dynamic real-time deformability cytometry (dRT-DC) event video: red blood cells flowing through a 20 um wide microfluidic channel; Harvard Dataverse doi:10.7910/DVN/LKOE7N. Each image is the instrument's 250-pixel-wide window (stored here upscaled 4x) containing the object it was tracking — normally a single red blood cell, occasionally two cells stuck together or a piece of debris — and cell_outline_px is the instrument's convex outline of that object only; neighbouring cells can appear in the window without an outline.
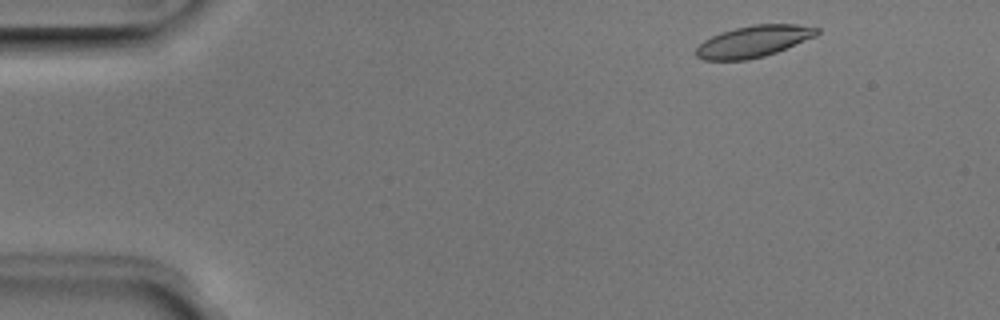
{"species": "Egyptian fruit bat (a non-hibernating species)", "species_latin": "Rousettus aegyptiacus", "temperature_condition": "room temperature", "stored_images_in_passage": 48, "camera_frame_rate_fps": 3000, "um_per_image_px": 0.085, "animal": {"sex": "male"}, "frame": {"image": 1, "passage_image": 3, "time_ms": 0.667, "image_size_px": [1000, 320], "cell_outline_px": [[820, 32], [816, 36], [776, 52], [764, 56], [748, 60], [704, 60], [696, 56], [696, 48], [704, 40], [720, 32], [752, 24], [796, 24], [820, 28]], "centroid_in_image_um": [64.06, 3.51], "position_along_channel_um": 20.9, "area_um2": 22.2}}
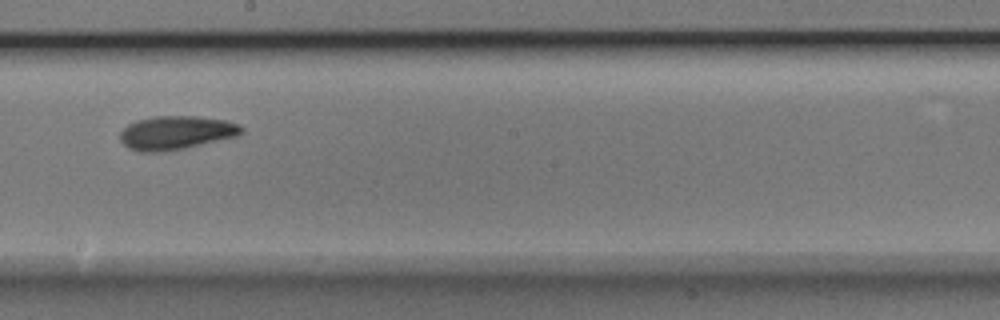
{"frame": {"image": 2, "passage_image": 26, "time_ms": 8.333, "image_size_px": [1000, 320], "cell_outline_px": [[244, 132], [240, 136], [184, 148], [164, 152], [140, 152], [128, 148], [120, 140], [120, 132], [128, 124], [136, 120], [156, 116], [200, 116], [224, 120], [240, 124], [244, 128]], "centroid_in_image_um": [15.0, 11.28], "position_along_channel_um": 233.2, "area_um2": 24.1}}
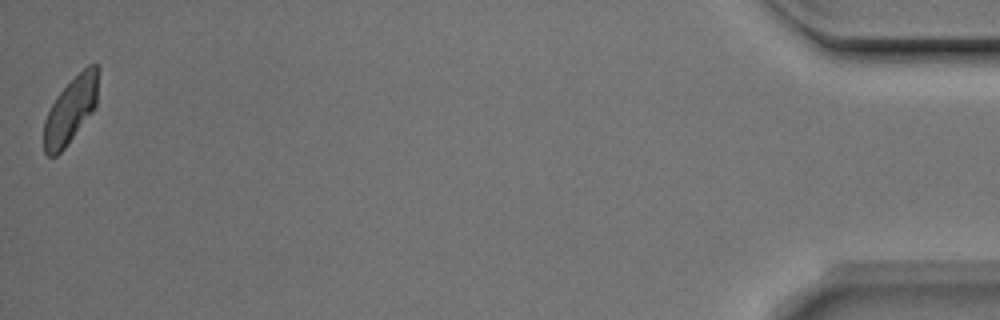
{"frame": {"image": 3, "passage_image": 48, "time_ms": 15.667, "image_size_px": [1000, 320], "cell_outline_px": [[100, 64], [96, 108], [64, 148], [56, 156], [48, 156], [44, 152], [44, 120], [56, 96], [88, 64]], "centroid_in_image_um": [6.04, 9.33], "position_along_channel_um": 429.2, "area_um2": 20.92}, "authors_computed_cell_mechanics": {"area_um2": 22.3397, "velocity_mm_per_s": 3.9491, "shape_relaxation_time_tau1_ms": 4.112, "shape_relaxation_time_tau2_ms": 4.9064, "deformation_change_tau1": 0.1343, "deformation_change_tau2": 0.1108}}